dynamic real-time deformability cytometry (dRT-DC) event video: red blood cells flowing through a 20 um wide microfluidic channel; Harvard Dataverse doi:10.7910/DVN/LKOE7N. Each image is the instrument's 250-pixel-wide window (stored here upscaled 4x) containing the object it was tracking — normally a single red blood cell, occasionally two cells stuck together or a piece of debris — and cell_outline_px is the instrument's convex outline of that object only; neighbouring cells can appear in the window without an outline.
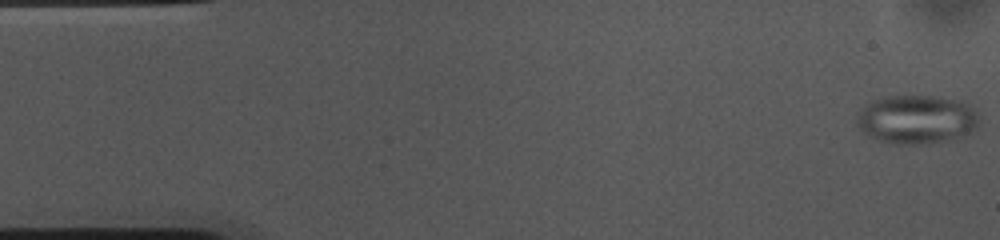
{"species": "common noctule bat (a hibernating species)", "species_latin": "Nyctalus noctula", "temperature_condition": "cold", "stored_images_in_passage": 54, "camera_frame_rate_fps": 3000, "um_per_image_px": 0.085, "animal": {"sex": "female", "body_mass_g": 10.0, "forearm_length_mm": 53.1}, "frame": {"image": 1, "passage_image": 1, "time_ms": 0.0, "image_size_px": [1000, 240], "cell_outline_px": [[980, 128], [960, 140], [932, 144], [896, 144], [880, 140], [868, 136], [856, 124], [856, 116], [864, 104], [872, 100], [888, 96], [932, 96], [956, 100], [968, 104], [976, 112], [980, 120]], "centroid_in_image_um": [77.97, 10.18], "position_along_channel_um": 7.0, "area_um2": 35.66}}
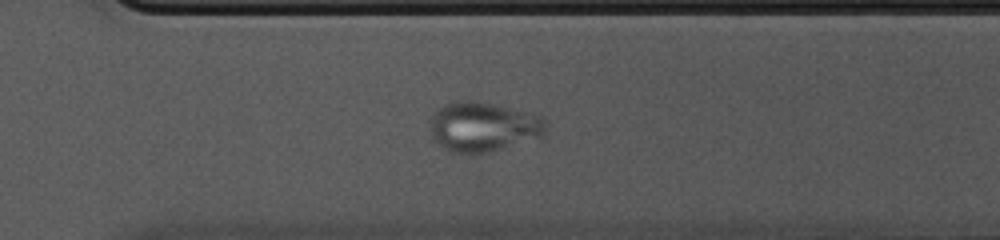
{"frame": {"image": 2, "passage_image": 37, "time_ms": 12.0, "image_size_px": [1000, 240], "cell_outline_px": [[548, 120], [544, 136], [492, 152], [460, 156], [448, 152], [432, 136], [428, 128], [428, 120], [432, 112], [436, 108], [444, 104], [456, 100], [472, 100], [492, 104], [540, 116]], "centroid_in_image_um": [41.0, 10.81], "position_along_channel_um": 329.6, "area_um2": 34.45}}
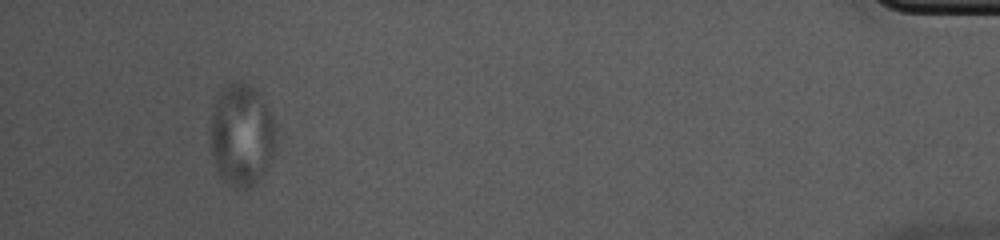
{"frame": {"image": 3, "passage_image": 50, "time_ms": 16.333, "image_size_px": [1000, 240], "cell_outline_px": [[276, 140], [272, 156], [260, 180], [256, 184], [248, 188], [236, 188], [228, 184], [216, 172], [212, 156], [212, 104], [220, 92], [228, 84], [236, 80], [244, 80], [252, 84], [256, 88], [272, 116], [276, 124]], "centroid_in_image_um": [20.55, 11.46], "position_along_channel_um": 414.6, "area_um2": 39.48}}